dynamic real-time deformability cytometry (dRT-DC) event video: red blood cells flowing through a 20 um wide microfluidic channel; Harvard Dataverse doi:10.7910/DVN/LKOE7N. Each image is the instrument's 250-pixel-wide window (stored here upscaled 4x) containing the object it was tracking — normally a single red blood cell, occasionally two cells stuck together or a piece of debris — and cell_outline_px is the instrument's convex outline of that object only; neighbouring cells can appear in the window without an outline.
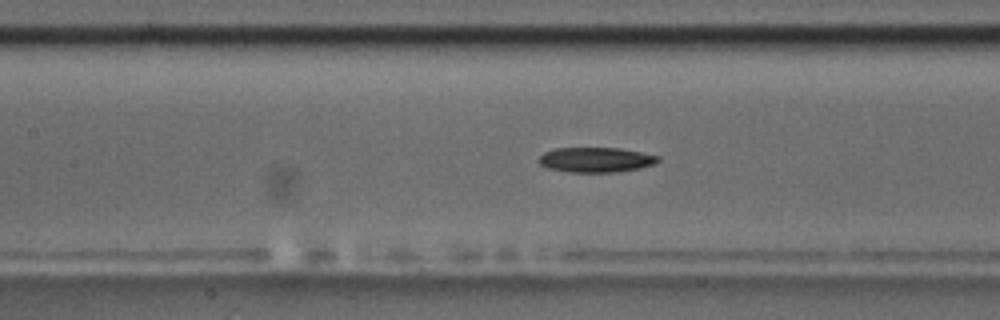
{"species": "common noctule bat (a hibernating species)", "species_latin": "Nyctalus noctula", "temperature_condition": "room temperature", "stored_images_in_passage": 18, "camera_frame_rate_fps": 3000, "um_per_image_px": 0.085, "animal": {"sex": "male", "body_mass_g": 17.5, "forearm_length_mm": 52.3}, "frame": {"image": 1, "passage_image": 11, "time_ms": 3.333, "image_size_px": [1000, 320], "cell_outline_px": [[660, 160], [656, 164], [640, 168], [620, 172], [568, 172], [548, 168], [540, 164], [536, 160], [544, 152], [556, 148], [620, 148], [660, 156]], "centroid_in_image_um": [50.66, 13.58], "position_along_channel_um": 156.7, "area_um2": 17.51}}